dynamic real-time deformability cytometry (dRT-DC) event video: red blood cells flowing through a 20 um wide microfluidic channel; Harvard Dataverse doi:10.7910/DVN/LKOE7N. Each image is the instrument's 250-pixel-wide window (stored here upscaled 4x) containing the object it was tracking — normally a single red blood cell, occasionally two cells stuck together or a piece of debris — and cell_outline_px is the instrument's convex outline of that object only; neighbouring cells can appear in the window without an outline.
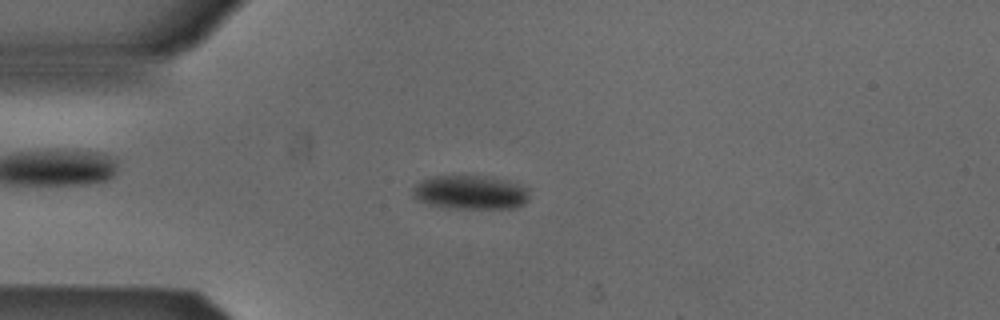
{"species": "Egyptian fruit bat (a non-hibernating species)", "species_latin": "Rousettus aegyptiacus", "temperature_condition": "cold", "stored_images_in_passage": 52, "camera_frame_rate_fps": 3000, "um_per_image_px": 0.085, "animal": {"sex": "male"}, "frame": {"image": 1, "passage_image": 13, "time_ms": 4.0, "image_size_px": [1000, 320], "cell_outline_px": [[528, 200], [524, 204], [516, 208], [444, 208], [428, 204], [416, 200], [412, 196], [412, 188], [420, 180], [428, 176], [484, 176], [516, 184], [528, 188]], "centroid_in_image_um": [39.9, 16.36], "position_along_channel_um": 45.1, "area_um2": 23.12}}
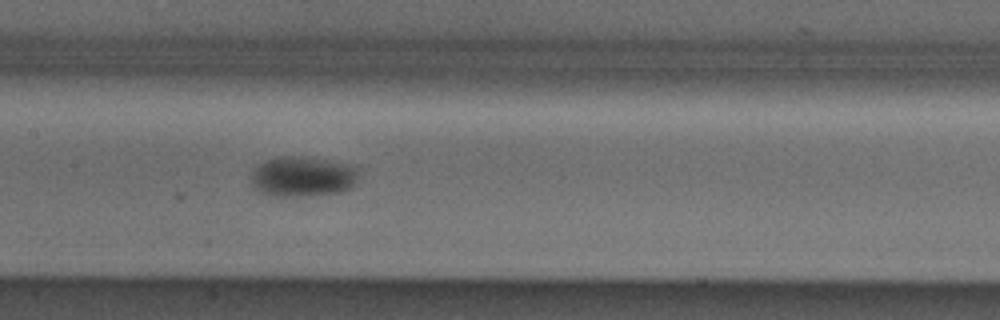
{"frame": {"image": 2, "passage_image": 25, "time_ms": 8.0, "image_size_px": [1000, 320], "cell_outline_px": [[360, 168], [356, 180], [352, 188], [340, 192], [308, 196], [272, 196], [260, 192], [252, 188], [248, 176], [264, 160], [280, 156], [292, 156], [324, 160], [352, 164]], "centroid_in_image_um": [25.7, 15.02], "position_along_channel_um": 181.7, "area_um2": 25.61}}
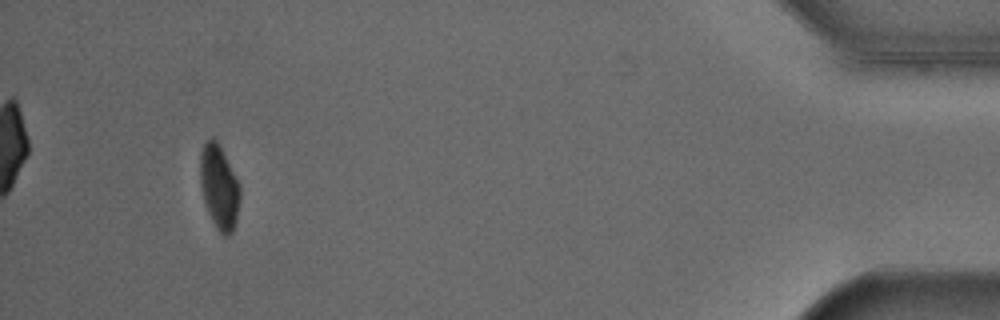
{"frame": {"image": 3, "passage_image": 49, "time_ms": 16.0, "image_size_px": [1000, 320], "cell_outline_px": [[240, 200], [236, 220], [232, 232], [228, 236], [224, 236], [216, 228], [208, 212], [204, 200], [200, 184], [200, 152], [204, 144], [212, 136], [216, 140], [240, 188]], "centroid_in_image_um": [18.61, 15.94], "position_along_channel_um": 416.6, "area_um2": 19.02}, "authors_computed_cell_mechanics": {"area_um2": 21.9062, "velocity_mm_per_s": 3.8639, "shape_relaxation_time_tau1_ms": 3.7712, "shape_relaxation_time_tau2_ms": null, "deformation_change_tau1": 0.0782, "deformation_change_tau2": null}}